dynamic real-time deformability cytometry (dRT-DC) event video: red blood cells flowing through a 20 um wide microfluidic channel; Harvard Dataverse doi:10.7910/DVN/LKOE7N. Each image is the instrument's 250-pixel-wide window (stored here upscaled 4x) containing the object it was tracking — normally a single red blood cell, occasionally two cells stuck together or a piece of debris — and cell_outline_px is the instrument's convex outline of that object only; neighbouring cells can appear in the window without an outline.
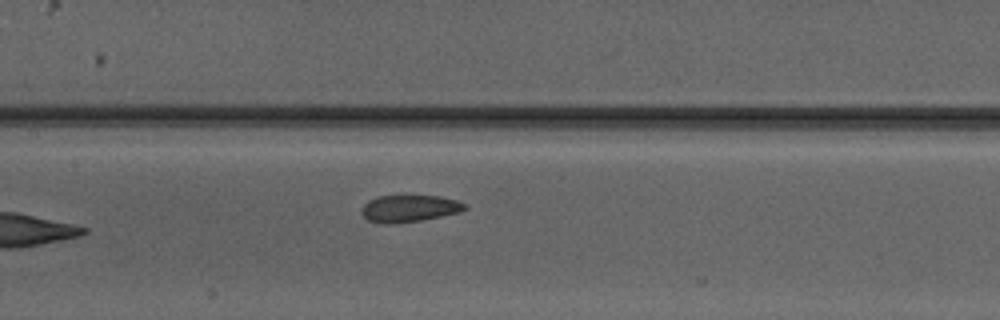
{"species": "Egyptian fruit bat (a non-hibernating species)", "species_latin": "Rousettus aegyptiacus", "temperature_condition": "warm", "stored_images_in_passage": 8, "camera_frame_rate_fps": 3000, "um_per_image_px": 0.085, "animal": {"sex": "male"}, "frame": {"image": 1, "passage_image": 7, "time_ms": 8.0, "image_size_px": [1000, 320], "cell_outline_px": [[468, 208], [460, 212], [420, 220], [392, 224], [384, 224], [368, 220], [360, 212], [360, 208], [368, 200], [376, 196], [404, 192], [440, 196], [456, 200], [464, 204]], "centroid_in_image_um": [34.73, 17.65], "position_along_channel_um": 172.7, "area_um2": 17.11}}